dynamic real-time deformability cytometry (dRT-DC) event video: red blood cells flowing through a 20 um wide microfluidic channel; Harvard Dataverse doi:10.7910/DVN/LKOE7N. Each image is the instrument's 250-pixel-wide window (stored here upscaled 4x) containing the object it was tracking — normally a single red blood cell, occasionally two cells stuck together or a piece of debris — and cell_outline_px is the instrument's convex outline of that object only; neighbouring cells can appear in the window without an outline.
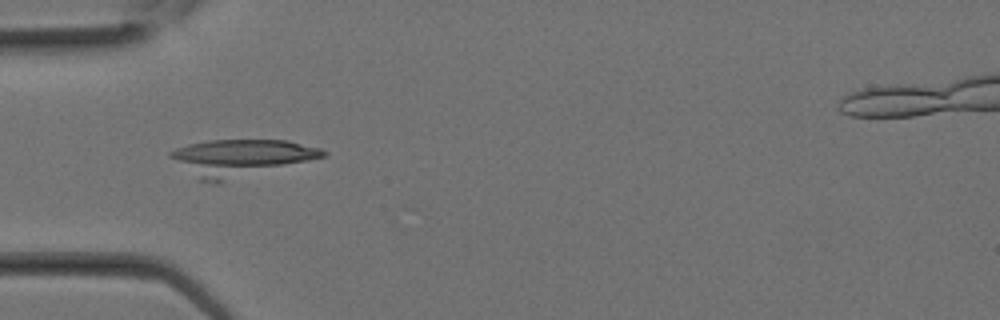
{"species": "Egyptian fruit bat (a non-hibernating species)", "species_latin": "Rousettus aegyptiacus", "temperature_condition": "room temperature", "stored_images_in_passage": 23, "camera_frame_rate_fps": 3000, "um_per_image_px": 0.085, "animal": {"sex": "female"}, "frame": {"image": 1, "passage_image": 11, "time_ms": 3.333, "image_size_px": [1000, 320], "cell_outline_px": [[328, 156], [220, 184], [216, 184], [196, 180], [168, 156], [168, 152], [176, 148], [188, 144], [208, 140], [288, 140], [320, 148], [328, 152]], "centroid_in_image_um": [20.45, 13.44], "position_along_channel_um": 64.6, "area_um2": 33.52}}
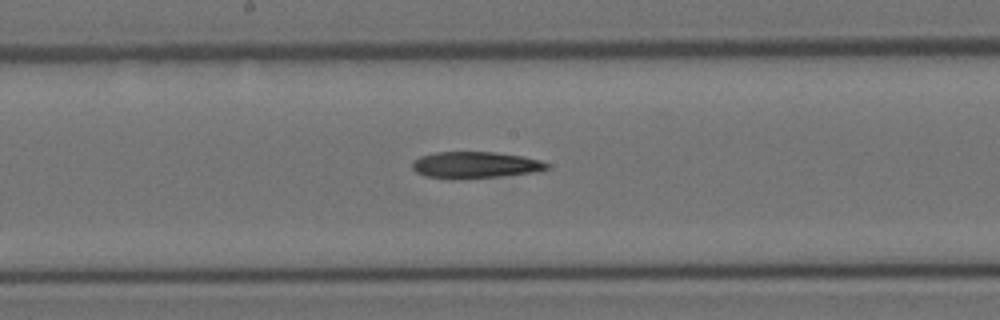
{"frame": {"image": 2, "passage_image": 17, "time_ms": 5.333, "image_size_px": [1000, 320], "cell_outline_px": [[548, 168], [532, 172], [504, 176], [452, 180], [424, 176], [416, 172], [412, 168], [412, 164], [420, 156], [436, 152], [492, 152], [524, 156], [540, 160], [548, 164]], "centroid_in_image_um": [40.35, 14.03], "position_along_channel_um": 207.8, "area_um2": 20.92}}
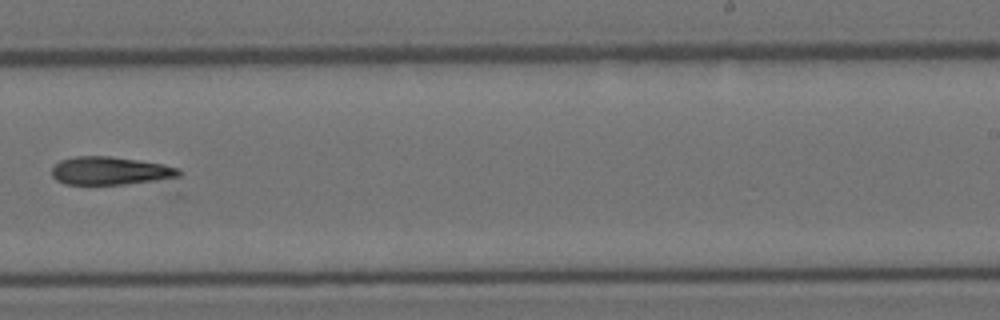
{"frame": {"image": 3, "passage_image": 20, "time_ms": 6.333, "image_size_px": [1000, 320], "cell_outline_px": [[180, 176], [172, 180], [124, 184], [64, 184], [56, 180], [52, 176], [52, 168], [60, 160], [76, 156], [108, 156], [164, 164], [180, 168]], "centroid_in_image_um": [9.44, 14.53], "position_along_channel_um": 279.6, "area_um2": 21.1}}